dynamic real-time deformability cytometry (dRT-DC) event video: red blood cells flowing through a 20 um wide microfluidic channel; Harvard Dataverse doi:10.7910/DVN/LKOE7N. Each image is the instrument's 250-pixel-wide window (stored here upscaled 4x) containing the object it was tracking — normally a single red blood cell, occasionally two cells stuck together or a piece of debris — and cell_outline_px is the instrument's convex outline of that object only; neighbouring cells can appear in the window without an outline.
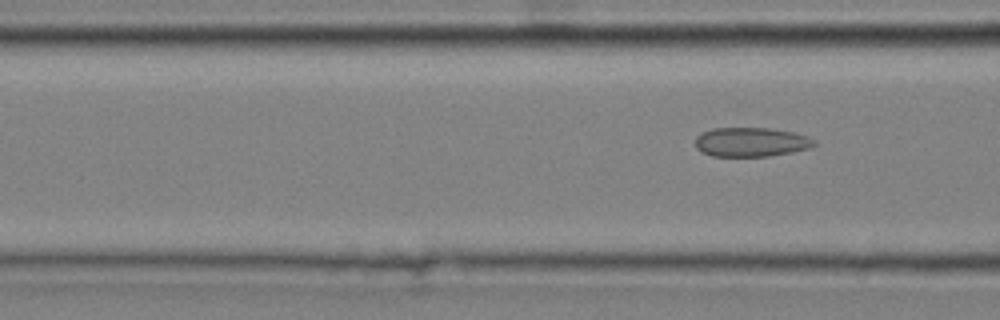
{"species": "common noctule bat (a hibernating species)", "species_latin": "Nyctalus noctula", "temperature_condition": "cold", "stored_images_in_passage": 8, "segment_of_instrument_passage": [2, 2], "camera_frame_rate_fps": 3000, "um_per_image_px": 0.085, "animal": {"sex": "male", "body_mass_g": 20.4}, "frame": {"image": 1, "passage_image": 8, "time_ms": 2.333, "image_size_px": [1000, 320], "cell_outline_px": [[816, 144], [812, 148], [792, 152], [768, 156], [712, 156], [700, 152], [696, 148], [696, 136], [700, 132], [712, 128], [772, 128], [792, 132], [808, 136], [816, 140]], "centroid_in_image_um": [63.84, 12.07], "position_along_channel_um": 102.8, "area_um2": 20.52}}